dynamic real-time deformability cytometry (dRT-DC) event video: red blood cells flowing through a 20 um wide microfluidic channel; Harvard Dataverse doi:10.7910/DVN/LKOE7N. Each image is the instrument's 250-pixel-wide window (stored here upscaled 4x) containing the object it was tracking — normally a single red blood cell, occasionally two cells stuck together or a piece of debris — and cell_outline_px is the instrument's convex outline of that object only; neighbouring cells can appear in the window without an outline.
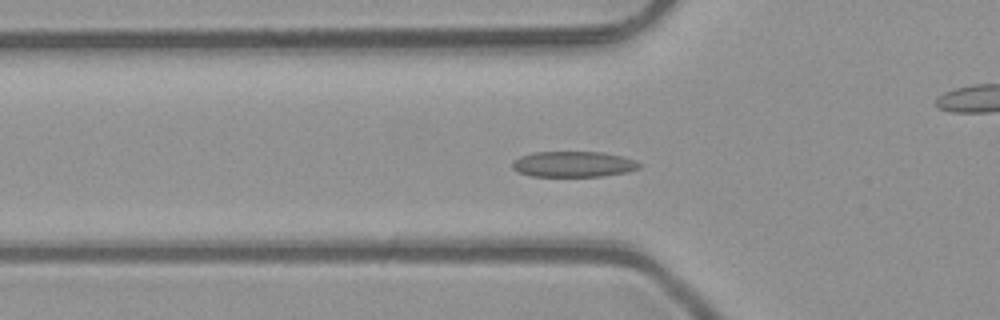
{"species": "common noctule bat (a hibernating species)", "species_latin": "Nyctalus noctula", "temperature_condition": "room temperature", "stored_images_in_passage": 45, "camera_frame_rate_fps": 3000, "um_per_image_px": 0.085, "animal": {"sex": "male", "body_mass_g": 23.1, "forearm_length_mm": 52.7}, "frame": {"image": 1, "passage_image": 11, "time_ms": 3.333, "image_size_px": [1000, 320], "cell_outline_px": [[640, 168], [628, 172], [604, 176], [532, 176], [520, 172], [512, 168], [512, 160], [520, 156], [532, 152], [604, 152], [636, 160], [640, 164]], "centroid_in_image_um": [48.74, 13.95], "position_along_channel_um": 77.1, "area_um2": 19.07}}
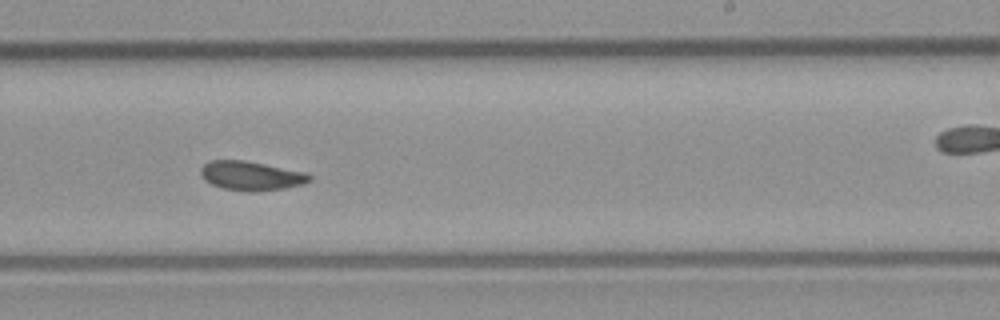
{"frame": {"image": 2, "passage_image": 25, "time_ms": 8.0, "image_size_px": [1000, 320], "cell_outline_px": [[312, 180], [304, 184], [284, 188], [256, 192], [248, 192], [224, 188], [212, 184], [204, 180], [200, 176], [200, 168], [204, 164], [212, 160], [244, 160], [308, 172], [312, 176]], "centroid_in_image_um": [21.37, 14.94], "position_along_channel_um": 267.6, "area_um2": 18.73}}
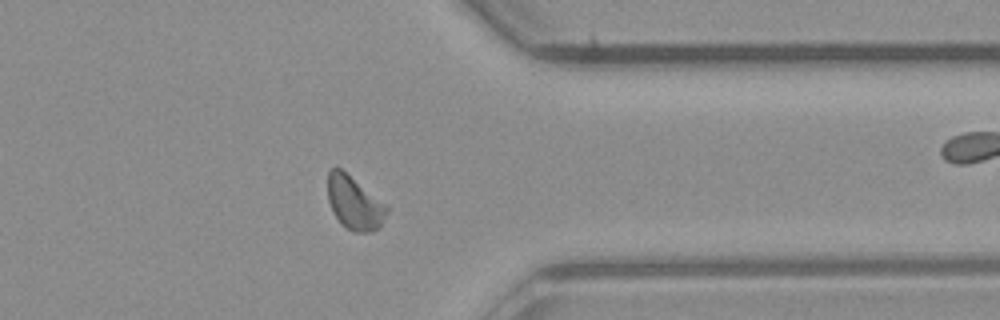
{"frame": {"image": 3, "passage_image": 34, "time_ms": 11.0, "image_size_px": [1000, 320], "cell_outline_px": [[388, 212], [380, 224], [372, 232], [352, 232], [340, 224], [332, 212], [328, 200], [328, 172], [332, 168], [340, 168], [388, 204]], "centroid_in_image_um": [30.12, 17.26], "position_along_channel_um": 381.3, "area_um2": 18.5}, "authors_computed_cell_mechanics": {"area_um2": 18.2648, "velocity_mm_per_s": 4.06, "shape_relaxation_time_tau1_ms": 5.855, "shape_relaxation_time_tau2_ms": 3.435, "deformation_change_tau1": 0.1224, "deformation_change_tau2": 0.0906}}